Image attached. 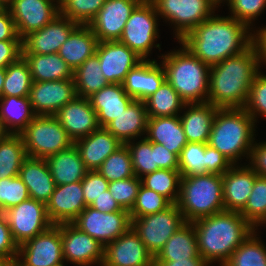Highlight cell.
I'll list each match as a JSON object with an SVG mask.
<instances>
[{
  "instance_id": "6da1fadb",
  "label": "cell",
  "mask_w": 266,
  "mask_h": 266,
  "mask_svg": "<svg viewBox=\"0 0 266 266\" xmlns=\"http://www.w3.org/2000/svg\"><path fill=\"white\" fill-rule=\"evenodd\" d=\"M233 17L214 14L187 33L180 41L195 57L212 66L239 54L253 43V33Z\"/></svg>"
},
{
  "instance_id": "7a4b0ae2",
  "label": "cell",
  "mask_w": 266,
  "mask_h": 266,
  "mask_svg": "<svg viewBox=\"0 0 266 266\" xmlns=\"http://www.w3.org/2000/svg\"><path fill=\"white\" fill-rule=\"evenodd\" d=\"M259 69L254 43L241 53L210 66L207 102L218 109L244 108Z\"/></svg>"
},
{
  "instance_id": "3957f363",
  "label": "cell",
  "mask_w": 266,
  "mask_h": 266,
  "mask_svg": "<svg viewBox=\"0 0 266 266\" xmlns=\"http://www.w3.org/2000/svg\"><path fill=\"white\" fill-rule=\"evenodd\" d=\"M192 224L199 255L209 265L217 261L223 266L234 250L256 230L240 212L227 210L199 218Z\"/></svg>"
},
{
  "instance_id": "277c9868",
  "label": "cell",
  "mask_w": 266,
  "mask_h": 266,
  "mask_svg": "<svg viewBox=\"0 0 266 266\" xmlns=\"http://www.w3.org/2000/svg\"><path fill=\"white\" fill-rule=\"evenodd\" d=\"M180 50L162 55L166 81L186 104L206 103L210 66L195 57L183 44Z\"/></svg>"
},
{
  "instance_id": "5b68a950",
  "label": "cell",
  "mask_w": 266,
  "mask_h": 266,
  "mask_svg": "<svg viewBox=\"0 0 266 266\" xmlns=\"http://www.w3.org/2000/svg\"><path fill=\"white\" fill-rule=\"evenodd\" d=\"M255 125L244 108L217 109L207 144L234 165L242 156L250 158L255 142Z\"/></svg>"
},
{
  "instance_id": "8992f818",
  "label": "cell",
  "mask_w": 266,
  "mask_h": 266,
  "mask_svg": "<svg viewBox=\"0 0 266 266\" xmlns=\"http://www.w3.org/2000/svg\"><path fill=\"white\" fill-rule=\"evenodd\" d=\"M222 176L200 174L180 179L177 206L186 222L224 211Z\"/></svg>"
},
{
  "instance_id": "52a82bcc",
  "label": "cell",
  "mask_w": 266,
  "mask_h": 266,
  "mask_svg": "<svg viewBox=\"0 0 266 266\" xmlns=\"http://www.w3.org/2000/svg\"><path fill=\"white\" fill-rule=\"evenodd\" d=\"M28 157L46 159L74 144L54 115H36L20 133Z\"/></svg>"
},
{
  "instance_id": "ba28073f",
  "label": "cell",
  "mask_w": 266,
  "mask_h": 266,
  "mask_svg": "<svg viewBox=\"0 0 266 266\" xmlns=\"http://www.w3.org/2000/svg\"><path fill=\"white\" fill-rule=\"evenodd\" d=\"M152 3L158 16L175 26L178 42L220 6V0H153Z\"/></svg>"
},
{
  "instance_id": "9c48e42d",
  "label": "cell",
  "mask_w": 266,
  "mask_h": 266,
  "mask_svg": "<svg viewBox=\"0 0 266 266\" xmlns=\"http://www.w3.org/2000/svg\"><path fill=\"white\" fill-rule=\"evenodd\" d=\"M185 223L176 203L161 212L131 219V227L154 257Z\"/></svg>"
},
{
  "instance_id": "30bf717a",
  "label": "cell",
  "mask_w": 266,
  "mask_h": 266,
  "mask_svg": "<svg viewBox=\"0 0 266 266\" xmlns=\"http://www.w3.org/2000/svg\"><path fill=\"white\" fill-rule=\"evenodd\" d=\"M158 14L153 3L139 4L128 18L119 42L146 60L158 38Z\"/></svg>"
},
{
  "instance_id": "8fae6325",
  "label": "cell",
  "mask_w": 266,
  "mask_h": 266,
  "mask_svg": "<svg viewBox=\"0 0 266 266\" xmlns=\"http://www.w3.org/2000/svg\"><path fill=\"white\" fill-rule=\"evenodd\" d=\"M71 223L106 247L131 227V218L125 209L103 213L87 206Z\"/></svg>"
},
{
  "instance_id": "7c38bea8",
  "label": "cell",
  "mask_w": 266,
  "mask_h": 266,
  "mask_svg": "<svg viewBox=\"0 0 266 266\" xmlns=\"http://www.w3.org/2000/svg\"><path fill=\"white\" fill-rule=\"evenodd\" d=\"M3 213L18 246L53 225L48 217L46 205L32 198L22 201Z\"/></svg>"
},
{
  "instance_id": "4fadbf2b",
  "label": "cell",
  "mask_w": 266,
  "mask_h": 266,
  "mask_svg": "<svg viewBox=\"0 0 266 266\" xmlns=\"http://www.w3.org/2000/svg\"><path fill=\"white\" fill-rule=\"evenodd\" d=\"M64 263L60 224L19 245L15 266H57Z\"/></svg>"
},
{
  "instance_id": "5bb4252c",
  "label": "cell",
  "mask_w": 266,
  "mask_h": 266,
  "mask_svg": "<svg viewBox=\"0 0 266 266\" xmlns=\"http://www.w3.org/2000/svg\"><path fill=\"white\" fill-rule=\"evenodd\" d=\"M63 258L77 266L102 265L105 247L72 223H61Z\"/></svg>"
},
{
  "instance_id": "9a60e30c",
  "label": "cell",
  "mask_w": 266,
  "mask_h": 266,
  "mask_svg": "<svg viewBox=\"0 0 266 266\" xmlns=\"http://www.w3.org/2000/svg\"><path fill=\"white\" fill-rule=\"evenodd\" d=\"M8 9L14 20L17 34L23 39L57 17L59 0H12Z\"/></svg>"
},
{
  "instance_id": "2e32d148",
  "label": "cell",
  "mask_w": 266,
  "mask_h": 266,
  "mask_svg": "<svg viewBox=\"0 0 266 266\" xmlns=\"http://www.w3.org/2000/svg\"><path fill=\"white\" fill-rule=\"evenodd\" d=\"M138 5L133 0H106L88 26L99 42L119 41L128 18Z\"/></svg>"
},
{
  "instance_id": "e0dca14e",
  "label": "cell",
  "mask_w": 266,
  "mask_h": 266,
  "mask_svg": "<svg viewBox=\"0 0 266 266\" xmlns=\"http://www.w3.org/2000/svg\"><path fill=\"white\" fill-rule=\"evenodd\" d=\"M74 79L32 82L29 100L36 115H55L76 97Z\"/></svg>"
},
{
  "instance_id": "ac0fdd59",
  "label": "cell",
  "mask_w": 266,
  "mask_h": 266,
  "mask_svg": "<svg viewBox=\"0 0 266 266\" xmlns=\"http://www.w3.org/2000/svg\"><path fill=\"white\" fill-rule=\"evenodd\" d=\"M78 25L69 18L58 14L46 26L29 33L22 39V54L58 53L61 45Z\"/></svg>"
},
{
  "instance_id": "d6986e66",
  "label": "cell",
  "mask_w": 266,
  "mask_h": 266,
  "mask_svg": "<svg viewBox=\"0 0 266 266\" xmlns=\"http://www.w3.org/2000/svg\"><path fill=\"white\" fill-rule=\"evenodd\" d=\"M104 266H154V256L130 227L104 249Z\"/></svg>"
},
{
  "instance_id": "ffe728a7",
  "label": "cell",
  "mask_w": 266,
  "mask_h": 266,
  "mask_svg": "<svg viewBox=\"0 0 266 266\" xmlns=\"http://www.w3.org/2000/svg\"><path fill=\"white\" fill-rule=\"evenodd\" d=\"M96 55L108 83L122 84L129 71L143 59L119 41L99 42Z\"/></svg>"
},
{
  "instance_id": "44dd1931",
  "label": "cell",
  "mask_w": 266,
  "mask_h": 266,
  "mask_svg": "<svg viewBox=\"0 0 266 266\" xmlns=\"http://www.w3.org/2000/svg\"><path fill=\"white\" fill-rule=\"evenodd\" d=\"M73 142L90 135L100 126L88 98L76 96L54 115Z\"/></svg>"
},
{
  "instance_id": "7402d4cb",
  "label": "cell",
  "mask_w": 266,
  "mask_h": 266,
  "mask_svg": "<svg viewBox=\"0 0 266 266\" xmlns=\"http://www.w3.org/2000/svg\"><path fill=\"white\" fill-rule=\"evenodd\" d=\"M86 207L81 181L56 185L46 204L48 217L55 225L71 223Z\"/></svg>"
},
{
  "instance_id": "603a6c76",
  "label": "cell",
  "mask_w": 266,
  "mask_h": 266,
  "mask_svg": "<svg viewBox=\"0 0 266 266\" xmlns=\"http://www.w3.org/2000/svg\"><path fill=\"white\" fill-rule=\"evenodd\" d=\"M258 174L250 165L234 164L222 175L224 210L241 212Z\"/></svg>"
},
{
  "instance_id": "cb8c5ba5",
  "label": "cell",
  "mask_w": 266,
  "mask_h": 266,
  "mask_svg": "<svg viewBox=\"0 0 266 266\" xmlns=\"http://www.w3.org/2000/svg\"><path fill=\"white\" fill-rule=\"evenodd\" d=\"M159 64L148 58L132 68L122 83L126 93L140 101H145L155 93L166 80L164 68Z\"/></svg>"
},
{
  "instance_id": "d4e9b609",
  "label": "cell",
  "mask_w": 266,
  "mask_h": 266,
  "mask_svg": "<svg viewBox=\"0 0 266 266\" xmlns=\"http://www.w3.org/2000/svg\"><path fill=\"white\" fill-rule=\"evenodd\" d=\"M89 171L97 170L105 159L123 144L105 127L74 142Z\"/></svg>"
},
{
  "instance_id": "484cf974",
  "label": "cell",
  "mask_w": 266,
  "mask_h": 266,
  "mask_svg": "<svg viewBox=\"0 0 266 266\" xmlns=\"http://www.w3.org/2000/svg\"><path fill=\"white\" fill-rule=\"evenodd\" d=\"M148 114L144 101L133 100L128 107L105 128L122 144L136 140L147 130ZM139 136V137H138Z\"/></svg>"
},
{
  "instance_id": "4316f807",
  "label": "cell",
  "mask_w": 266,
  "mask_h": 266,
  "mask_svg": "<svg viewBox=\"0 0 266 266\" xmlns=\"http://www.w3.org/2000/svg\"><path fill=\"white\" fill-rule=\"evenodd\" d=\"M18 176L27 186L30 198L48 203L56 185L45 159L27 157Z\"/></svg>"
},
{
  "instance_id": "83f0119b",
  "label": "cell",
  "mask_w": 266,
  "mask_h": 266,
  "mask_svg": "<svg viewBox=\"0 0 266 266\" xmlns=\"http://www.w3.org/2000/svg\"><path fill=\"white\" fill-rule=\"evenodd\" d=\"M145 138L162 144L178 157L188 143L180 120V115L148 118Z\"/></svg>"
},
{
  "instance_id": "f1b7e54d",
  "label": "cell",
  "mask_w": 266,
  "mask_h": 266,
  "mask_svg": "<svg viewBox=\"0 0 266 266\" xmlns=\"http://www.w3.org/2000/svg\"><path fill=\"white\" fill-rule=\"evenodd\" d=\"M88 99L97 114L100 127H105L134 100L126 93L122 84L114 83H109L100 91L93 93Z\"/></svg>"
},
{
  "instance_id": "f546056e",
  "label": "cell",
  "mask_w": 266,
  "mask_h": 266,
  "mask_svg": "<svg viewBox=\"0 0 266 266\" xmlns=\"http://www.w3.org/2000/svg\"><path fill=\"white\" fill-rule=\"evenodd\" d=\"M55 185H64L82 181L89 171L81 159L80 153L73 144L45 159Z\"/></svg>"
},
{
  "instance_id": "4dcf8cb0",
  "label": "cell",
  "mask_w": 266,
  "mask_h": 266,
  "mask_svg": "<svg viewBox=\"0 0 266 266\" xmlns=\"http://www.w3.org/2000/svg\"><path fill=\"white\" fill-rule=\"evenodd\" d=\"M98 39L88 25H78L61 45L58 54L75 71L96 54Z\"/></svg>"
},
{
  "instance_id": "1f68e13d",
  "label": "cell",
  "mask_w": 266,
  "mask_h": 266,
  "mask_svg": "<svg viewBox=\"0 0 266 266\" xmlns=\"http://www.w3.org/2000/svg\"><path fill=\"white\" fill-rule=\"evenodd\" d=\"M187 111L180 120L188 142L208 143L212 124L217 112L211 103L185 104Z\"/></svg>"
},
{
  "instance_id": "d6a6232c",
  "label": "cell",
  "mask_w": 266,
  "mask_h": 266,
  "mask_svg": "<svg viewBox=\"0 0 266 266\" xmlns=\"http://www.w3.org/2000/svg\"><path fill=\"white\" fill-rule=\"evenodd\" d=\"M35 116L29 96L0 98V123L6 134H20Z\"/></svg>"
},
{
  "instance_id": "836d02e7",
  "label": "cell",
  "mask_w": 266,
  "mask_h": 266,
  "mask_svg": "<svg viewBox=\"0 0 266 266\" xmlns=\"http://www.w3.org/2000/svg\"><path fill=\"white\" fill-rule=\"evenodd\" d=\"M28 63L32 81L47 82L52 80L74 79V71L60 57L53 54H22Z\"/></svg>"
},
{
  "instance_id": "e575fe53",
  "label": "cell",
  "mask_w": 266,
  "mask_h": 266,
  "mask_svg": "<svg viewBox=\"0 0 266 266\" xmlns=\"http://www.w3.org/2000/svg\"><path fill=\"white\" fill-rule=\"evenodd\" d=\"M191 258H202L199 255L195 227L186 222L165 243L154 257V261H174Z\"/></svg>"
},
{
  "instance_id": "d590c367",
  "label": "cell",
  "mask_w": 266,
  "mask_h": 266,
  "mask_svg": "<svg viewBox=\"0 0 266 266\" xmlns=\"http://www.w3.org/2000/svg\"><path fill=\"white\" fill-rule=\"evenodd\" d=\"M27 157L20 134H5L0 138V179L18 176Z\"/></svg>"
},
{
  "instance_id": "8d00e7d4",
  "label": "cell",
  "mask_w": 266,
  "mask_h": 266,
  "mask_svg": "<svg viewBox=\"0 0 266 266\" xmlns=\"http://www.w3.org/2000/svg\"><path fill=\"white\" fill-rule=\"evenodd\" d=\"M74 81L76 95L84 98L90 97L109 84L102 74L100 61L96 54L87 58L74 71Z\"/></svg>"
},
{
  "instance_id": "74e56055",
  "label": "cell",
  "mask_w": 266,
  "mask_h": 266,
  "mask_svg": "<svg viewBox=\"0 0 266 266\" xmlns=\"http://www.w3.org/2000/svg\"><path fill=\"white\" fill-rule=\"evenodd\" d=\"M148 118L177 116L181 109L186 110L185 102L165 80L160 88L145 101Z\"/></svg>"
},
{
  "instance_id": "f35d334b",
  "label": "cell",
  "mask_w": 266,
  "mask_h": 266,
  "mask_svg": "<svg viewBox=\"0 0 266 266\" xmlns=\"http://www.w3.org/2000/svg\"><path fill=\"white\" fill-rule=\"evenodd\" d=\"M181 175L178 169H158L141 178L142 185L166 197L172 204L179 198Z\"/></svg>"
},
{
  "instance_id": "ab89813d",
  "label": "cell",
  "mask_w": 266,
  "mask_h": 266,
  "mask_svg": "<svg viewBox=\"0 0 266 266\" xmlns=\"http://www.w3.org/2000/svg\"><path fill=\"white\" fill-rule=\"evenodd\" d=\"M30 68L21 56L6 67L2 96L27 97L32 86Z\"/></svg>"
},
{
  "instance_id": "60d3db41",
  "label": "cell",
  "mask_w": 266,
  "mask_h": 266,
  "mask_svg": "<svg viewBox=\"0 0 266 266\" xmlns=\"http://www.w3.org/2000/svg\"><path fill=\"white\" fill-rule=\"evenodd\" d=\"M255 234L251 232L223 266H266V246Z\"/></svg>"
},
{
  "instance_id": "b9f144b4",
  "label": "cell",
  "mask_w": 266,
  "mask_h": 266,
  "mask_svg": "<svg viewBox=\"0 0 266 266\" xmlns=\"http://www.w3.org/2000/svg\"><path fill=\"white\" fill-rule=\"evenodd\" d=\"M126 143L132 159L135 176L141 179L143 176L159 169L156 157V143L148 141L145 137L137 143Z\"/></svg>"
},
{
  "instance_id": "7bdbcfd3",
  "label": "cell",
  "mask_w": 266,
  "mask_h": 266,
  "mask_svg": "<svg viewBox=\"0 0 266 266\" xmlns=\"http://www.w3.org/2000/svg\"><path fill=\"white\" fill-rule=\"evenodd\" d=\"M97 171L108 181L127 179L135 176L130 151L123 144L110 154Z\"/></svg>"
},
{
  "instance_id": "ee69618b",
  "label": "cell",
  "mask_w": 266,
  "mask_h": 266,
  "mask_svg": "<svg viewBox=\"0 0 266 266\" xmlns=\"http://www.w3.org/2000/svg\"><path fill=\"white\" fill-rule=\"evenodd\" d=\"M240 214L256 230L266 221V177H256L247 204Z\"/></svg>"
},
{
  "instance_id": "f6af8a7d",
  "label": "cell",
  "mask_w": 266,
  "mask_h": 266,
  "mask_svg": "<svg viewBox=\"0 0 266 266\" xmlns=\"http://www.w3.org/2000/svg\"><path fill=\"white\" fill-rule=\"evenodd\" d=\"M178 158L181 177L207 174V143L188 142Z\"/></svg>"
},
{
  "instance_id": "bcb514c9",
  "label": "cell",
  "mask_w": 266,
  "mask_h": 266,
  "mask_svg": "<svg viewBox=\"0 0 266 266\" xmlns=\"http://www.w3.org/2000/svg\"><path fill=\"white\" fill-rule=\"evenodd\" d=\"M106 0H59V14L79 25H88Z\"/></svg>"
},
{
  "instance_id": "7dc6e473",
  "label": "cell",
  "mask_w": 266,
  "mask_h": 266,
  "mask_svg": "<svg viewBox=\"0 0 266 266\" xmlns=\"http://www.w3.org/2000/svg\"><path fill=\"white\" fill-rule=\"evenodd\" d=\"M171 205L172 203L166 197L141 184L136 202L130 211V218L134 219L161 212Z\"/></svg>"
},
{
  "instance_id": "c3c4849f",
  "label": "cell",
  "mask_w": 266,
  "mask_h": 266,
  "mask_svg": "<svg viewBox=\"0 0 266 266\" xmlns=\"http://www.w3.org/2000/svg\"><path fill=\"white\" fill-rule=\"evenodd\" d=\"M27 186L19 176L0 179V212L29 199Z\"/></svg>"
},
{
  "instance_id": "681fc988",
  "label": "cell",
  "mask_w": 266,
  "mask_h": 266,
  "mask_svg": "<svg viewBox=\"0 0 266 266\" xmlns=\"http://www.w3.org/2000/svg\"><path fill=\"white\" fill-rule=\"evenodd\" d=\"M142 182L137 176L109 182L108 190L122 209L131 211Z\"/></svg>"
},
{
  "instance_id": "f907efd6",
  "label": "cell",
  "mask_w": 266,
  "mask_h": 266,
  "mask_svg": "<svg viewBox=\"0 0 266 266\" xmlns=\"http://www.w3.org/2000/svg\"><path fill=\"white\" fill-rule=\"evenodd\" d=\"M228 2L231 16L236 20L243 22L249 28L251 24L266 8V0H220Z\"/></svg>"
},
{
  "instance_id": "816d5d0a",
  "label": "cell",
  "mask_w": 266,
  "mask_h": 266,
  "mask_svg": "<svg viewBox=\"0 0 266 266\" xmlns=\"http://www.w3.org/2000/svg\"><path fill=\"white\" fill-rule=\"evenodd\" d=\"M244 109L257 122L258 116L266 118V75L261 71L255 76L250 86L248 100Z\"/></svg>"
},
{
  "instance_id": "f5cc1de1",
  "label": "cell",
  "mask_w": 266,
  "mask_h": 266,
  "mask_svg": "<svg viewBox=\"0 0 266 266\" xmlns=\"http://www.w3.org/2000/svg\"><path fill=\"white\" fill-rule=\"evenodd\" d=\"M86 206L108 190L109 182L97 171H88L81 181Z\"/></svg>"
},
{
  "instance_id": "db71d44e",
  "label": "cell",
  "mask_w": 266,
  "mask_h": 266,
  "mask_svg": "<svg viewBox=\"0 0 266 266\" xmlns=\"http://www.w3.org/2000/svg\"><path fill=\"white\" fill-rule=\"evenodd\" d=\"M19 246L14 241L4 213L0 212V258L16 263Z\"/></svg>"
},
{
  "instance_id": "11a10c76",
  "label": "cell",
  "mask_w": 266,
  "mask_h": 266,
  "mask_svg": "<svg viewBox=\"0 0 266 266\" xmlns=\"http://www.w3.org/2000/svg\"><path fill=\"white\" fill-rule=\"evenodd\" d=\"M22 56V40L0 41V68H6Z\"/></svg>"
},
{
  "instance_id": "9f6ffc18",
  "label": "cell",
  "mask_w": 266,
  "mask_h": 266,
  "mask_svg": "<svg viewBox=\"0 0 266 266\" xmlns=\"http://www.w3.org/2000/svg\"><path fill=\"white\" fill-rule=\"evenodd\" d=\"M232 165L222 153L207 144V173L222 176Z\"/></svg>"
},
{
  "instance_id": "6f0895ef",
  "label": "cell",
  "mask_w": 266,
  "mask_h": 266,
  "mask_svg": "<svg viewBox=\"0 0 266 266\" xmlns=\"http://www.w3.org/2000/svg\"><path fill=\"white\" fill-rule=\"evenodd\" d=\"M249 165L259 175L266 177V142L254 143Z\"/></svg>"
},
{
  "instance_id": "680465c9",
  "label": "cell",
  "mask_w": 266,
  "mask_h": 266,
  "mask_svg": "<svg viewBox=\"0 0 266 266\" xmlns=\"http://www.w3.org/2000/svg\"><path fill=\"white\" fill-rule=\"evenodd\" d=\"M22 40L16 30L14 20L9 9H0V41Z\"/></svg>"
},
{
  "instance_id": "91938a15",
  "label": "cell",
  "mask_w": 266,
  "mask_h": 266,
  "mask_svg": "<svg viewBox=\"0 0 266 266\" xmlns=\"http://www.w3.org/2000/svg\"><path fill=\"white\" fill-rule=\"evenodd\" d=\"M156 157L159 169H178L179 158L176 154L170 152L162 144L156 143Z\"/></svg>"
},
{
  "instance_id": "94428289",
  "label": "cell",
  "mask_w": 266,
  "mask_h": 266,
  "mask_svg": "<svg viewBox=\"0 0 266 266\" xmlns=\"http://www.w3.org/2000/svg\"><path fill=\"white\" fill-rule=\"evenodd\" d=\"M90 207L103 213L116 212L122 210L120 205L112 197L111 192L109 190L104 191V194L95 199L91 203Z\"/></svg>"
},
{
  "instance_id": "6125c7cd",
  "label": "cell",
  "mask_w": 266,
  "mask_h": 266,
  "mask_svg": "<svg viewBox=\"0 0 266 266\" xmlns=\"http://www.w3.org/2000/svg\"><path fill=\"white\" fill-rule=\"evenodd\" d=\"M253 43L259 56V64L266 63V27L256 29L253 34Z\"/></svg>"
},
{
  "instance_id": "be15d7a7",
  "label": "cell",
  "mask_w": 266,
  "mask_h": 266,
  "mask_svg": "<svg viewBox=\"0 0 266 266\" xmlns=\"http://www.w3.org/2000/svg\"><path fill=\"white\" fill-rule=\"evenodd\" d=\"M154 266H210L203 258L174 261H154Z\"/></svg>"
},
{
  "instance_id": "e7e4bbea",
  "label": "cell",
  "mask_w": 266,
  "mask_h": 266,
  "mask_svg": "<svg viewBox=\"0 0 266 266\" xmlns=\"http://www.w3.org/2000/svg\"><path fill=\"white\" fill-rule=\"evenodd\" d=\"M6 68H0V98L2 97L3 84L5 81Z\"/></svg>"
},
{
  "instance_id": "03108f58",
  "label": "cell",
  "mask_w": 266,
  "mask_h": 266,
  "mask_svg": "<svg viewBox=\"0 0 266 266\" xmlns=\"http://www.w3.org/2000/svg\"><path fill=\"white\" fill-rule=\"evenodd\" d=\"M0 266H15V262L13 260L0 258Z\"/></svg>"
},
{
  "instance_id": "003e7915",
  "label": "cell",
  "mask_w": 266,
  "mask_h": 266,
  "mask_svg": "<svg viewBox=\"0 0 266 266\" xmlns=\"http://www.w3.org/2000/svg\"><path fill=\"white\" fill-rule=\"evenodd\" d=\"M12 0H0V9H8Z\"/></svg>"
},
{
  "instance_id": "a7ac6f4b",
  "label": "cell",
  "mask_w": 266,
  "mask_h": 266,
  "mask_svg": "<svg viewBox=\"0 0 266 266\" xmlns=\"http://www.w3.org/2000/svg\"><path fill=\"white\" fill-rule=\"evenodd\" d=\"M133 1L137 2L138 4H148L153 2V0H133Z\"/></svg>"
},
{
  "instance_id": "89a4df30",
  "label": "cell",
  "mask_w": 266,
  "mask_h": 266,
  "mask_svg": "<svg viewBox=\"0 0 266 266\" xmlns=\"http://www.w3.org/2000/svg\"><path fill=\"white\" fill-rule=\"evenodd\" d=\"M6 133L2 129L1 123H0V138H2Z\"/></svg>"
},
{
  "instance_id": "2644e50d",
  "label": "cell",
  "mask_w": 266,
  "mask_h": 266,
  "mask_svg": "<svg viewBox=\"0 0 266 266\" xmlns=\"http://www.w3.org/2000/svg\"><path fill=\"white\" fill-rule=\"evenodd\" d=\"M57 266H65V264H64V263H62V264H59V265H57Z\"/></svg>"
}]
</instances>
